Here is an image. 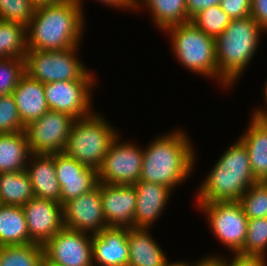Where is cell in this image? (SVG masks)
I'll return each mask as SVG.
<instances>
[{"mask_svg": "<svg viewBox=\"0 0 267 266\" xmlns=\"http://www.w3.org/2000/svg\"><path fill=\"white\" fill-rule=\"evenodd\" d=\"M32 198V183L26 170L0 173V204L22 207Z\"/></svg>", "mask_w": 267, "mask_h": 266, "instance_id": "cell-25", "label": "cell"}, {"mask_svg": "<svg viewBox=\"0 0 267 266\" xmlns=\"http://www.w3.org/2000/svg\"><path fill=\"white\" fill-rule=\"evenodd\" d=\"M266 248L267 217L249 219L246 240L238 255L264 257Z\"/></svg>", "mask_w": 267, "mask_h": 266, "instance_id": "cell-30", "label": "cell"}, {"mask_svg": "<svg viewBox=\"0 0 267 266\" xmlns=\"http://www.w3.org/2000/svg\"><path fill=\"white\" fill-rule=\"evenodd\" d=\"M244 133L240 140L248 150L253 176L257 182H267V122L252 116Z\"/></svg>", "mask_w": 267, "mask_h": 266, "instance_id": "cell-21", "label": "cell"}, {"mask_svg": "<svg viewBox=\"0 0 267 266\" xmlns=\"http://www.w3.org/2000/svg\"><path fill=\"white\" fill-rule=\"evenodd\" d=\"M74 121L69 114L49 110L30 122L25 133L31 154L63 153Z\"/></svg>", "mask_w": 267, "mask_h": 266, "instance_id": "cell-9", "label": "cell"}, {"mask_svg": "<svg viewBox=\"0 0 267 266\" xmlns=\"http://www.w3.org/2000/svg\"><path fill=\"white\" fill-rule=\"evenodd\" d=\"M0 266H44L43 245L29 243L0 247Z\"/></svg>", "mask_w": 267, "mask_h": 266, "instance_id": "cell-28", "label": "cell"}, {"mask_svg": "<svg viewBox=\"0 0 267 266\" xmlns=\"http://www.w3.org/2000/svg\"><path fill=\"white\" fill-rule=\"evenodd\" d=\"M187 15L190 20L199 12L215 5H220L221 0H185Z\"/></svg>", "mask_w": 267, "mask_h": 266, "instance_id": "cell-37", "label": "cell"}, {"mask_svg": "<svg viewBox=\"0 0 267 266\" xmlns=\"http://www.w3.org/2000/svg\"><path fill=\"white\" fill-rule=\"evenodd\" d=\"M11 94L16 102L19 117L25 126L41 118L50 110L45 98L44 83L32 79L26 73Z\"/></svg>", "mask_w": 267, "mask_h": 266, "instance_id": "cell-19", "label": "cell"}, {"mask_svg": "<svg viewBox=\"0 0 267 266\" xmlns=\"http://www.w3.org/2000/svg\"><path fill=\"white\" fill-rule=\"evenodd\" d=\"M34 243L21 206L0 204V247Z\"/></svg>", "mask_w": 267, "mask_h": 266, "instance_id": "cell-24", "label": "cell"}, {"mask_svg": "<svg viewBox=\"0 0 267 266\" xmlns=\"http://www.w3.org/2000/svg\"><path fill=\"white\" fill-rule=\"evenodd\" d=\"M137 205L134 213V229L150 228L151 224L162 213L171 190L161 184L138 181L134 184Z\"/></svg>", "mask_w": 267, "mask_h": 266, "instance_id": "cell-18", "label": "cell"}, {"mask_svg": "<svg viewBox=\"0 0 267 266\" xmlns=\"http://www.w3.org/2000/svg\"><path fill=\"white\" fill-rule=\"evenodd\" d=\"M35 7H39L41 5H48V4H53L61 0H30Z\"/></svg>", "mask_w": 267, "mask_h": 266, "instance_id": "cell-42", "label": "cell"}, {"mask_svg": "<svg viewBox=\"0 0 267 266\" xmlns=\"http://www.w3.org/2000/svg\"><path fill=\"white\" fill-rule=\"evenodd\" d=\"M193 266H224V260L220 257H206V259L202 260L201 262L199 261Z\"/></svg>", "mask_w": 267, "mask_h": 266, "instance_id": "cell-40", "label": "cell"}, {"mask_svg": "<svg viewBox=\"0 0 267 266\" xmlns=\"http://www.w3.org/2000/svg\"><path fill=\"white\" fill-rule=\"evenodd\" d=\"M118 138L112 142L98 169V180L109 185H134L141 175L143 149L131 143L120 144Z\"/></svg>", "mask_w": 267, "mask_h": 266, "instance_id": "cell-11", "label": "cell"}, {"mask_svg": "<svg viewBox=\"0 0 267 266\" xmlns=\"http://www.w3.org/2000/svg\"><path fill=\"white\" fill-rule=\"evenodd\" d=\"M56 177L61 187L62 206L97 187L98 170L79 163L64 152L54 154Z\"/></svg>", "mask_w": 267, "mask_h": 266, "instance_id": "cell-14", "label": "cell"}, {"mask_svg": "<svg viewBox=\"0 0 267 266\" xmlns=\"http://www.w3.org/2000/svg\"><path fill=\"white\" fill-rule=\"evenodd\" d=\"M267 82V81H266ZM264 93H265V101H266V103H267V83H266V85H265V89H264ZM253 117L255 118V119H258V120H261V121H265V122H267V111H265V109H264V111L263 110H261V109H259V110H257V111H255V113L253 114Z\"/></svg>", "mask_w": 267, "mask_h": 266, "instance_id": "cell-41", "label": "cell"}, {"mask_svg": "<svg viewBox=\"0 0 267 266\" xmlns=\"http://www.w3.org/2000/svg\"><path fill=\"white\" fill-rule=\"evenodd\" d=\"M31 152L25 131L0 134V173L26 170Z\"/></svg>", "mask_w": 267, "mask_h": 266, "instance_id": "cell-23", "label": "cell"}, {"mask_svg": "<svg viewBox=\"0 0 267 266\" xmlns=\"http://www.w3.org/2000/svg\"><path fill=\"white\" fill-rule=\"evenodd\" d=\"M24 74V59L0 58V96L11 94Z\"/></svg>", "mask_w": 267, "mask_h": 266, "instance_id": "cell-33", "label": "cell"}, {"mask_svg": "<svg viewBox=\"0 0 267 266\" xmlns=\"http://www.w3.org/2000/svg\"><path fill=\"white\" fill-rule=\"evenodd\" d=\"M263 28L251 17L232 20L215 39L216 61L223 86H232L253 57Z\"/></svg>", "mask_w": 267, "mask_h": 266, "instance_id": "cell-4", "label": "cell"}, {"mask_svg": "<svg viewBox=\"0 0 267 266\" xmlns=\"http://www.w3.org/2000/svg\"><path fill=\"white\" fill-rule=\"evenodd\" d=\"M78 46L59 51L27 49L25 73L42 83L95 80L75 56Z\"/></svg>", "mask_w": 267, "mask_h": 266, "instance_id": "cell-7", "label": "cell"}, {"mask_svg": "<svg viewBox=\"0 0 267 266\" xmlns=\"http://www.w3.org/2000/svg\"><path fill=\"white\" fill-rule=\"evenodd\" d=\"M250 16L267 30V0H252Z\"/></svg>", "mask_w": 267, "mask_h": 266, "instance_id": "cell-36", "label": "cell"}, {"mask_svg": "<svg viewBox=\"0 0 267 266\" xmlns=\"http://www.w3.org/2000/svg\"><path fill=\"white\" fill-rule=\"evenodd\" d=\"M117 134L105 119L91 113L75 119L64 153L98 170Z\"/></svg>", "mask_w": 267, "mask_h": 266, "instance_id": "cell-5", "label": "cell"}, {"mask_svg": "<svg viewBox=\"0 0 267 266\" xmlns=\"http://www.w3.org/2000/svg\"><path fill=\"white\" fill-rule=\"evenodd\" d=\"M83 23L82 8L75 0L36 7L26 27L27 49L59 51L79 46Z\"/></svg>", "mask_w": 267, "mask_h": 266, "instance_id": "cell-1", "label": "cell"}, {"mask_svg": "<svg viewBox=\"0 0 267 266\" xmlns=\"http://www.w3.org/2000/svg\"><path fill=\"white\" fill-rule=\"evenodd\" d=\"M231 21L230 16L221 9L220 5H215L197 13L190 22L216 39Z\"/></svg>", "mask_w": 267, "mask_h": 266, "instance_id": "cell-29", "label": "cell"}, {"mask_svg": "<svg viewBox=\"0 0 267 266\" xmlns=\"http://www.w3.org/2000/svg\"><path fill=\"white\" fill-rule=\"evenodd\" d=\"M224 259V266H267L264 257L242 256L236 254L233 260L227 263Z\"/></svg>", "mask_w": 267, "mask_h": 266, "instance_id": "cell-38", "label": "cell"}, {"mask_svg": "<svg viewBox=\"0 0 267 266\" xmlns=\"http://www.w3.org/2000/svg\"><path fill=\"white\" fill-rule=\"evenodd\" d=\"M95 80H70L44 84L47 105L51 111L69 114L75 119L91 114L90 87Z\"/></svg>", "mask_w": 267, "mask_h": 266, "instance_id": "cell-12", "label": "cell"}, {"mask_svg": "<svg viewBox=\"0 0 267 266\" xmlns=\"http://www.w3.org/2000/svg\"><path fill=\"white\" fill-rule=\"evenodd\" d=\"M35 9L30 0H0V20L16 22L27 27Z\"/></svg>", "mask_w": 267, "mask_h": 266, "instance_id": "cell-32", "label": "cell"}, {"mask_svg": "<svg viewBox=\"0 0 267 266\" xmlns=\"http://www.w3.org/2000/svg\"><path fill=\"white\" fill-rule=\"evenodd\" d=\"M127 235L128 229L112 227L91 235L93 263L95 260L100 266H128Z\"/></svg>", "mask_w": 267, "mask_h": 266, "instance_id": "cell-17", "label": "cell"}, {"mask_svg": "<svg viewBox=\"0 0 267 266\" xmlns=\"http://www.w3.org/2000/svg\"><path fill=\"white\" fill-rule=\"evenodd\" d=\"M248 219L267 217V182H256L238 201Z\"/></svg>", "mask_w": 267, "mask_h": 266, "instance_id": "cell-31", "label": "cell"}, {"mask_svg": "<svg viewBox=\"0 0 267 266\" xmlns=\"http://www.w3.org/2000/svg\"><path fill=\"white\" fill-rule=\"evenodd\" d=\"M164 266H193V265H189L188 263L185 262H175V263H168V260L165 262Z\"/></svg>", "mask_w": 267, "mask_h": 266, "instance_id": "cell-43", "label": "cell"}, {"mask_svg": "<svg viewBox=\"0 0 267 266\" xmlns=\"http://www.w3.org/2000/svg\"><path fill=\"white\" fill-rule=\"evenodd\" d=\"M172 35V48L178 61L195 73L219 77L215 38L208 36L193 23L177 24L165 29Z\"/></svg>", "mask_w": 267, "mask_h": 266, "instance_id": "cell-6", "label": "cell"}, {"mask_svg": "<svg viewBox=\"0 0 267 266\" xmlns=\"http://www.w3.org/2000/svg\"><path fill=\"white\" fill-rule=\"evenodd\" d=\"M194 151L183 131L156 138L143 150L139 180L161 184L172 190L192 171Z\"/></svg>", "mask_w": 267, "mask_h": 266, "instance_id": "cell-2", "label": "cell"}, {"mask_svg": "<svg viewBox=\"0 0 267 266\" xmlns=\"http://www.w3.org/2000/svg\"><path fill=\"white\" fill-rule=\"evenodd\" d=\"M33 162L26 172L32 183L35 198L50 199L61 204V187L56 177L54 154H31ZM30 166V168H29Z\"/></svg>", "mask_w": 267, "mask_h": 266, "instance_id": "cell-20", "label": "cell"}, {"mask_svg": "<svg viewBox=\"0 0 267 266\" xmlns=\"http://www.w3.org/2000/svg\"><path fill=\"white\" fill-rule=\"evenodd\" d=\"M128 266H164L167 261L163 250L152 239L148 229H128Z\"/></svg>", "mask_w": 267, "mask_h": 266, "instance_id": "cell-22", "label": "cell"}, {"mask_svg": "<svg viewBox=\"0 0 267 266\" xmlns=\"http://www.w3.org/2000/svg\"><path fill=\"white\" fill-rule=\"evenodd\" d=\"M25 128L12 94L0 96V134L22 132Z\"/></svg>", "mask_w": 267, "mask_h": 266, "instance_id": "cell-34", "label": "cell"}, {"mask_svg": "<svg viewBox=\"0 0 267 266\" xmlns=\"http://www.w3.org/2000/svg\"><path fill=\"white\" fill-rule=\"evenodd\" d=\"M102 210L108 227L134 229L137 195L134 185L100 182Z\"/></svg>", "mask_w": 267, "mask_h": 266, "instance_id": "cell-16", "label": "cell"}, {"mask_svg": "<svg viewBox=\"0 0 267 266\" xmlns=\"http://www.w3.org/2000/svg\"><path fill=\"white\" fill-rule=\"evenodd\" d=\"M64 227L93 234L108 228L102 210L100 182L90 192L78 196L63 205Z\"/></svg>", "mask_w": 267, "mask_h": 266, "instance_id": "cell-13", "label": "cell"}, {"mask_svg": "<svg viewBox=\"0 0 267 266\" xmlns=\"http://www.w3.org/2000/svg\"><path fill=\"white\" fill-rule=\"evenodd\" d=\"M249 153L239 139L226 150L199 187V203L239 201L250 186L255 184Z\"/></svg>", "mask_w": 267, "mask_h": 266, "instance_id": "cell-3", "label": "cell"}, {"mask_svg": "<svg viewBox=\"0 0 267 266\" xmlns=\"http://www.w3.org/2000/svg\"><path fill=\"white\" fill-rule=\"evenodd\" d=\"M252 0H221V9L232 20L243 19L250 16Z\"/></svg>", "mask_w": 267, "mask_h": 266, "instance_id": "cell-35", "label": "cell"}, {"mask_svg": "<svg viewBox=\"0 0 267 266\" xmlns=\"http://www.w3.org/2000/svg\"><path fill=\"white\" fill-rule=\"evenodd\" d=\"M26 27L0 20V58L24 59L27 53Z\"/></svg>", "mask_w": 267, "mask_h": 266, "instance_id": "cell-27", "label": "cell"}, {"mask_svg": "<svg viewBox=\"0 0 267 266\" xmlns=\"http://www.w3.org/2000/svg\"><path fill=\"white\" fill-rule=\"evenodd\" d=\"M208 216L214 235L229 249L238 254L244 246L248 218L238 201L199 203Z\"/></svg>", "mask_w": 267, "mask_h": 266, "instance_id": "cell-8", "label": "cell"}, {"mask_svg": "<svg viewBox=\"0 0 267 266\" xmlns=\"http://www.w3.org/2000/svg\"><path fill=\"white\" fill-rule=\"evenodd\" d=\"M30 239L44 245L63 227V206L50 199L32 198L23 206Z\"/></svg>", "mask_w": 267, "mask_h": 266, "instance_id": "cell-15", "label": "cell"}, {"mask_svg": "<svg viewBox=\"0 0 267 266\" xmlns=\"http://www.w3.org/2000/svg\"><path fill=\"white\" fill-rule=\"evenodd\" d=\"M152 12L153 20L163 30L190 22L185 0H144Z\"/></svg>", "mask_w": 267, "mask_h": 266, "instance_id": "cell-26", "label": "cell"}, {"mask_svg": "<svg viewBox=\"0 0 267 266\" xmlns=\"http://www.w3.org/2000/svg\"><path fill=\"white\" fill-rule=\"evenodd\" d=\"M43 250L44 266H95L92 238L85 232L63 227L43 245Z\"/></svg>", "mask_w": 267, "mask_h": 266, "instance_id": "cell-10", "label": "cell"}, {"mask_svg": "<svg viewBox=\"0 0 267 266\" xmlns=\"http://www.w3.org/2000/svg\"><path fill=\"white\" fill-rule=\"evenodd\" d=\"M81 7V0H75ZM98 1H101L103 3H106V4H109V5H113V6H117V7H120V8H130V9H134V8H138L140 2L138 3L137 0H98ZM138 4V5H137Z\"/></svg>", "mask_w": 267, "mask_h": 266, "instance_id": "cell-39", "label": "cell"}]
</instances>
